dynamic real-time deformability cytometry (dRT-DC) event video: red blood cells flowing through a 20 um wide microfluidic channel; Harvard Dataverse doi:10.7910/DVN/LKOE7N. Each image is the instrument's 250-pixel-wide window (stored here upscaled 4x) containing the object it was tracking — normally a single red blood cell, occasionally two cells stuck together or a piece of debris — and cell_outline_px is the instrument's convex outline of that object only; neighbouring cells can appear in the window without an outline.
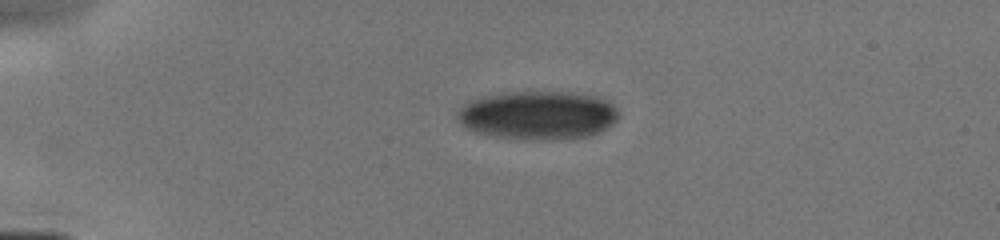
{"species": "human", "species_latin": "Homo sapiens", "temperature_condition": "cold", "stored_images_in_passage": 2, "camera_frame_rate_fps": 3000, "um_per_image_px": 0.085, "donor": {"sex": "male"}, "frame": {"image": 1, "passage_image": 1, "time_ms": 0.0, "image_size_px": [1000, 240], "cell_outline_px": [[620, 116], [608, 128], [600, 132], [588, 136], [560, 140], [528, 140], [492, 136], [476, 132], [464, 128], [456, 120], [456, 112], [464, 104], [472, 100], [484, 96], [500, 92], [572, 92], [592, 96], [604, 100], [612, 104], [620, 112]], "centroid_in_image_um": [45.7, 9.81], "position_along_channel_um": 39.3, "area_um2": 46.24}}